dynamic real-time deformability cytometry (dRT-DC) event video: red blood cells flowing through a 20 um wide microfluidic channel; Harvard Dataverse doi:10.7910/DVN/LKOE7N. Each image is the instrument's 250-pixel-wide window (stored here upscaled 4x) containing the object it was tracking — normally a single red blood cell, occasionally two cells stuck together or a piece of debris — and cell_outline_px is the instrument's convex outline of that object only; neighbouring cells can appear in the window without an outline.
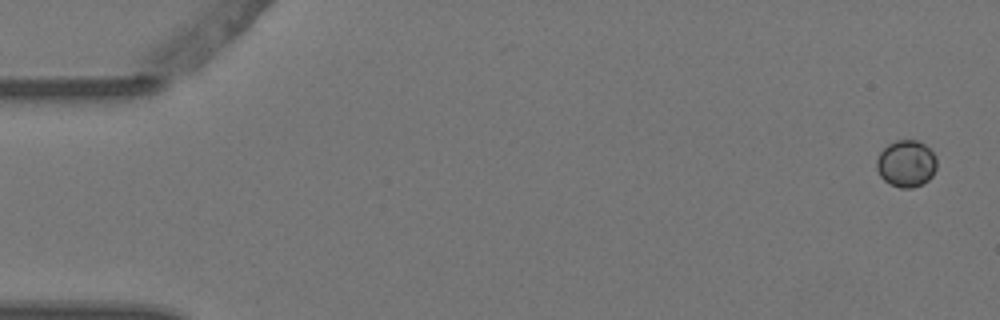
{"species": "Egyptian fruit bat (a non-hibernating species)", "species_latin": "Rousettus aegyptiacus", "temperature_condition": "warm", "stored_images_in_passage": 5, "camera_frame_rate_fps": 3000, "um_per_image_px": 0.085, "animal": {"sex": "female"}, "frame": {"image": 1, "passage_image": 1, "time_ms": 0.0, "image_size_px": [1000, 320], "cell_outline_px": [[936, 168], [932, 176], [924, 184], [912, 188], [900, 188], [884, 180], [880, 176], [876, 168], [876, 160], [880, 152], [888, 144], [896, 140], [916, 140], [924, 144], [936, 156]], "centroid_in_image_um": [77.03, 13.91], "position_along_channel_um": 8.0, "area_um2": 16.47}}
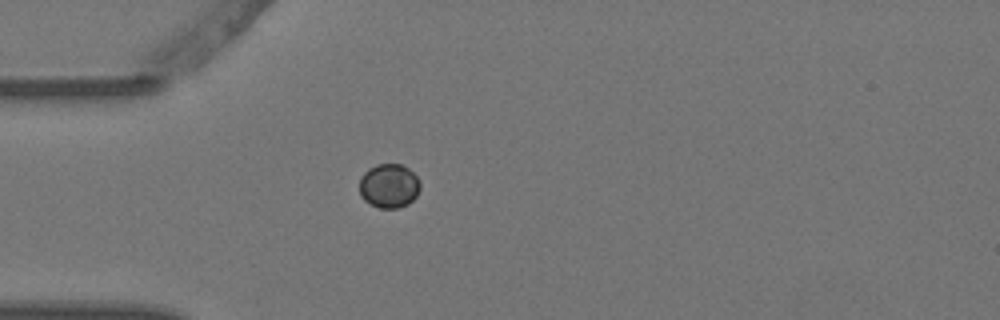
{"frame": {"image": 2, "passage_image": 4, "time_ms": 1.0, "image_size_px": [1000, 320], "cell_outline_px": [[420, 188], [416, 196], [408, 204], [400, 208], [380, 208], [364, 200], [360, 196], [360, 176], [368, 168], [376, 164], [400, 164], [408, 168], [420, 180]], "centroid_in_image_um": [33.06, 15.79], "position_along_channel_um": 51.9, "area_um2": 15.72}}